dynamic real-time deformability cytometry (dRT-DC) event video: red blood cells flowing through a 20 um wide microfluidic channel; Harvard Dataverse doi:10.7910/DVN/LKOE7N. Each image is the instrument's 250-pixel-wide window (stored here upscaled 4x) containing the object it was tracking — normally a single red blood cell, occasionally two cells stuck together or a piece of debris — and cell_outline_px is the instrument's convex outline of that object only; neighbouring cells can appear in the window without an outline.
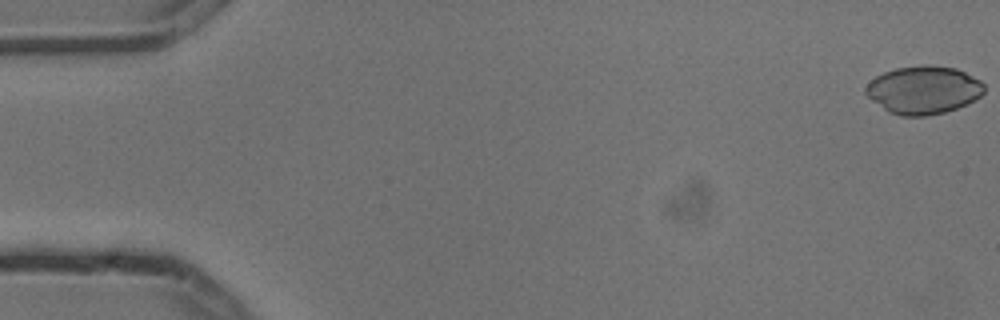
{"species": "common noctule bat (a hibernating species)", "species_latin": "Nyctalus noctula", "temperature_condition": "cold", "stored_images_in_passage": 8, "camera_frame_rate_fps": 3000, "um_per_image_px": 0.085, "animal": {"sex": "male", "body_mass_g": 13.3}, "frame": {"image": 1, "passage_image": 1, "time_ms": 0.0, "image_size_px": [1000, 320], "cell_outline_px": [[984, 92], [976, 100], [968, 104], [944, 112], [928, 116], [900, 116], [888, 112], [872, 100], [864, 92], [864, 88], [876, 76], [884, 72], [896, 68], [920, 64], [928, 64], [956, 68], [980, 80], [984, 84]], "centroid_in_image_um": [78.5, 7.64], "position_along_channel_um": 6.5, "area_um2": 33.35}}